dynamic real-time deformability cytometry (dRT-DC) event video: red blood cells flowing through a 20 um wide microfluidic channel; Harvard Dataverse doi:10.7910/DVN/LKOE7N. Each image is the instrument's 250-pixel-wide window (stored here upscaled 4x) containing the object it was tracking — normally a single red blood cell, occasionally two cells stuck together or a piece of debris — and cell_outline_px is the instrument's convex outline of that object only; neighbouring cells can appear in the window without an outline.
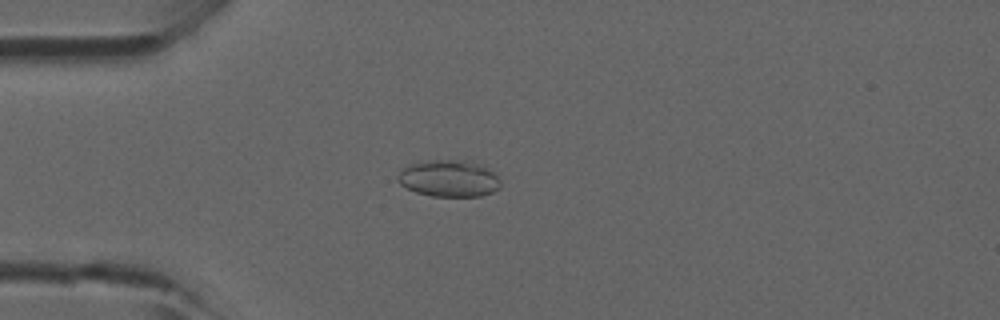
{"species": "common noctule bat (a hibernating species)", "species_latin": "Nyctalus noctula", "temperature_condition": "room temperature", "stored_images_in_passage": 47, "camera_frame_rate_fps": 3000, "um_per_image_px": 0.085, "animal": {"sex": "male", "forearm_length_mm": 52.5}, "frame": {"image": 1, "passage_image": 13, "time_ms": 4.0, "image_size_px": [1000, 320], "cell_outline_px": [[500, 188], [492, 192], [480, 196], [432, 196], [416, 192], [400, 184], [396, 180], [396, 176], [404, 168], [412, 164], [428, 160], [472, 160], [484, 164], [500, 180]], "centroid_in_image_um": [38.18, 15.16], "position_along_channel_um": 46.8, "area_um2": 22.14}}
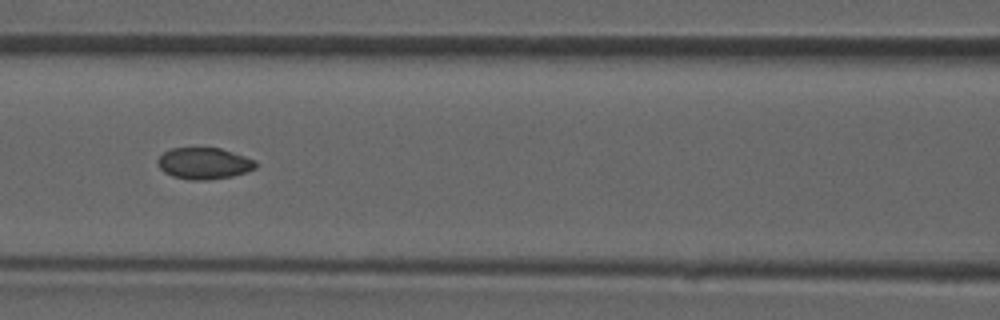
{"frame": {"image": 2, "passage_image": 21, "time_ms": 6.667, "image_size_px": [1000, 320], "cell_outline_px": [[256, 168], [232, 176], [204, 180], [188, 180], [172, 176], [164, 172], [160, 168], [156, 160], [164, 152], [172, 148], [220, 148], [256, 160]], "centroid_in_image_um": [17.32, 13.89], "position_along_channel_um": 149.3, "area_um2": 17.86}}
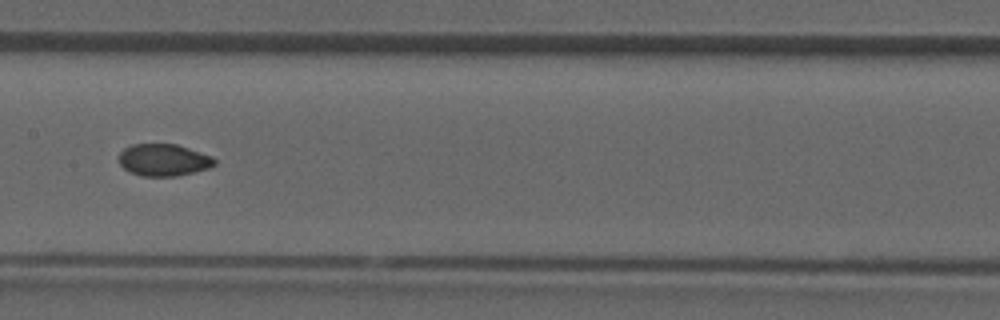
{"frame": {"image": 3, "passage_image": 24, "time_ms": 7.667, "image_size_px": [1000, 320], "cell_outline_px": [[216, 164], [208, 168], [176, 176], [140, 176], [124, 168], [120, 164], [120, 152], [124, 148], [132, 144], [176, 144], [212, 156], [216, 160]], "centroid_in_image_um": [13.91, 13.59], "position_along_channel_um": 193.5, "area_um2": 17.69}}